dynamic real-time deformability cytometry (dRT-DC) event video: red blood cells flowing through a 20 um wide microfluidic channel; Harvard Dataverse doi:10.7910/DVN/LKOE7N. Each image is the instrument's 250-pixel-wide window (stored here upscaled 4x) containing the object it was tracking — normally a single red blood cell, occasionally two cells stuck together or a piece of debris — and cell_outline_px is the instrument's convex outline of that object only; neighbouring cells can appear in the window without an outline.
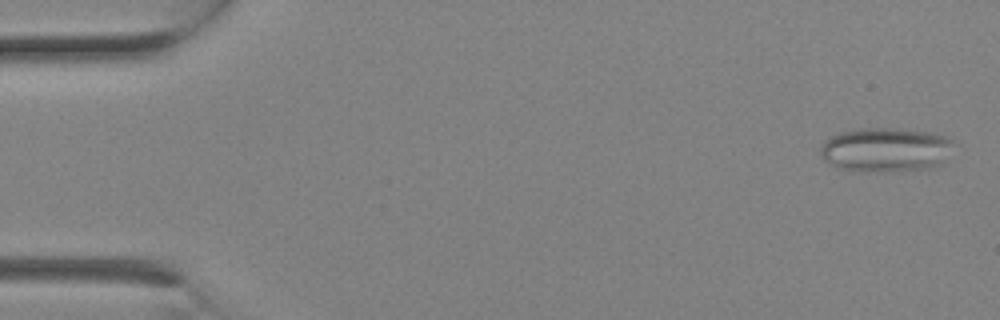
{"species": "Egyptian fruit bat (a non-hibernating species)", "species_latin": "Rousettus aegyptiacus", "temperature_condition": "room temperature", "stored_images_in_passage": 2, "camera_frame_rate_fps": 3000, "um_per_image_px": 0.085, "animal": {"sex": "female"}, "frame": {"image": 1, "passage_image": 1, "time_ms": 0.0, "image_size_px": [1000, 320], "cell_outline_px": [[952, 140], [940, 164], [936, 168], [896, 172], [868, 172], [836, 168], [828, 164], [820, 156], [820, 148], [824, 140], [840, 132], [860, 128], [892, 128], [932, 132], [944, 136]], "centroid_in_image_um": [75.2, 12.75], "position_along_channel_um": 9.8, "area_um2": 34.62}}